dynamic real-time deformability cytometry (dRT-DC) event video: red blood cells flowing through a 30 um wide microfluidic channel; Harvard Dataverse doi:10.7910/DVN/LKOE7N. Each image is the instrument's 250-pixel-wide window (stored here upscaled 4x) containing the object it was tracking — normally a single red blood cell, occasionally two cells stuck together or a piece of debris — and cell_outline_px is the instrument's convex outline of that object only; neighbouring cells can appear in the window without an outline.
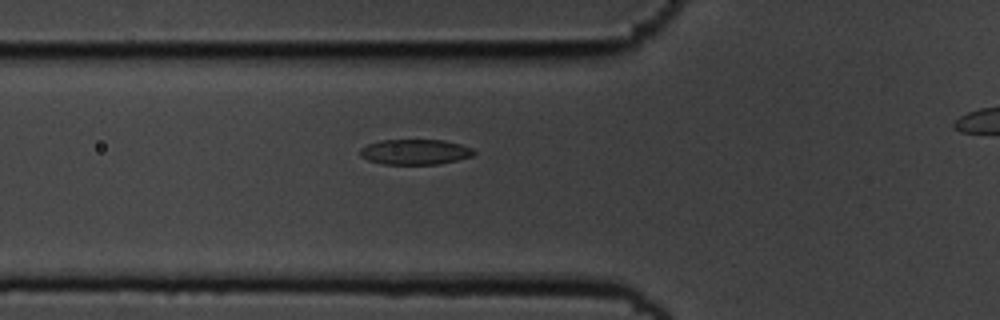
{"species": "common noctule bat (a hibernating species)", "species_latin": "Nyctalus noctula", "temperature_condition": "cold", "stored_images_in_passage": 39, "camera_frame_rate_fps": 3000, "um_per_image_px": 0.085, "animal": {"sex": "male", "body_mass_g": 19.5, "forearm_length_mm": 54.6}, "frame": {"image": 1, "passage_image": 10, "time_ms": 3.0, "image_size_px": [1000, 320], "cell_outline_px": [[476, 152], [472, 156], [456, 160], [436, 164], [384, 164], [368, 160], [360, 156], [360, 148], [368, 144], [380, 140], [444, 140], [460, 144], [472, 148]], "centroid_in_image_um": [35.27, 12.91], "position_along_channel_um": 90.5, "area_um2": 16.7}}
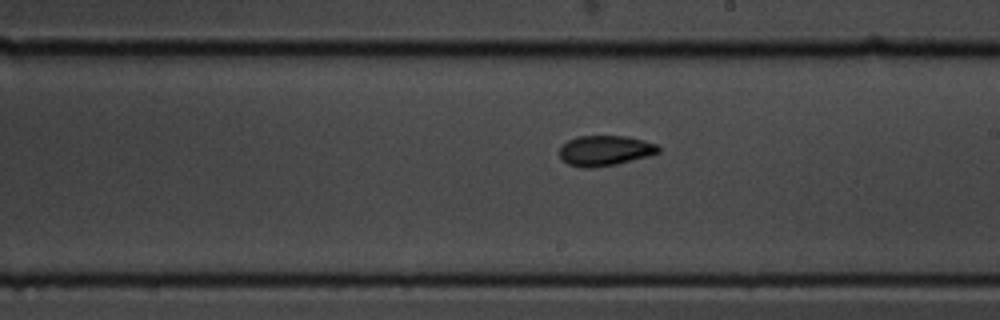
{"frame": {"image": 2, "passage_image": 22, "time_ms": 7.0, "image_size_px": [1000, 320], "cell_outline_px": [[660, 152], [648, 156], [616, 164], [588, 168], [580, 168], [568, 164], [560, 156], [560, 148], [568, 140], [576, 136], [628, 136], [644, 140], [656, 144], [660, 148]], "centroid_in_image_um": [51.43, 12.79], "position_along_channel_um": 237.6, "area_um2": 17.4}}
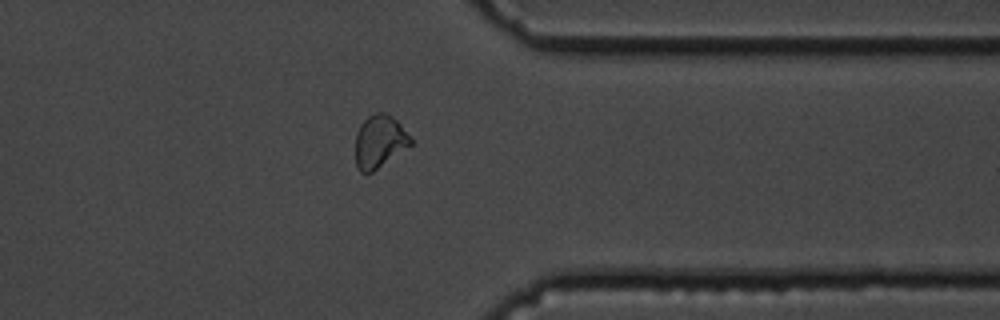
{"frame": {"image": 3, "passage_image": 34, "time_ms": 11.0, "image_size_px": [1000, 320], "cell_outline_px": [[412, 144], [372, 172], [360, 172], [356, 164], [356, 132], [360, 124], [368, 116], [376, 112], [384, 112], [392, 116], [412, 136]], "centroid_in_image_um": [32.26, 12.0], "position_along_channel_um": 379.1, "area_um2": 16.94}}